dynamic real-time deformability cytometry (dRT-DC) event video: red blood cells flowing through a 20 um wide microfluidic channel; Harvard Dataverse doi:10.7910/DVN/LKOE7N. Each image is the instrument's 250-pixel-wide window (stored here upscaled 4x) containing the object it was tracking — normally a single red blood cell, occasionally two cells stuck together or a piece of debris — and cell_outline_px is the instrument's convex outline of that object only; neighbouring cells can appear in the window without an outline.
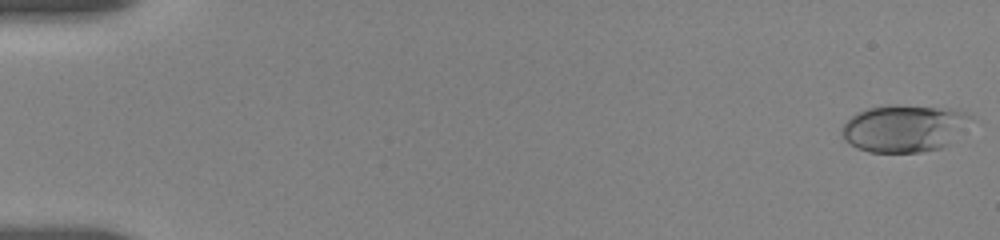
{"species": "human", "species_latin": "Homo sapiens", "temperature_condition": "room temperature", "stored_images_in_passage": 13, "camera_frame_rate_fps": 3000, "um_per_image_px": 0.085, "donor": {"sex": "female"}, "frame": {"image": 1, "passage_image": 1, "time_ms": 0.0, "image_size_px": [1000, 240], "cell_outline_px": [[972, 116], [948, 144], [940, 148], [920, 152], [868, 152], [856, 148], [844, 140], [840, 132], [844, 124], [852, 116], [868, 108], [948, 108], [964, 112]], "centroid_in_image_um": [76.78, 10.97], "position_along_channel_um": 8.2, "area_um2": 33.87}}